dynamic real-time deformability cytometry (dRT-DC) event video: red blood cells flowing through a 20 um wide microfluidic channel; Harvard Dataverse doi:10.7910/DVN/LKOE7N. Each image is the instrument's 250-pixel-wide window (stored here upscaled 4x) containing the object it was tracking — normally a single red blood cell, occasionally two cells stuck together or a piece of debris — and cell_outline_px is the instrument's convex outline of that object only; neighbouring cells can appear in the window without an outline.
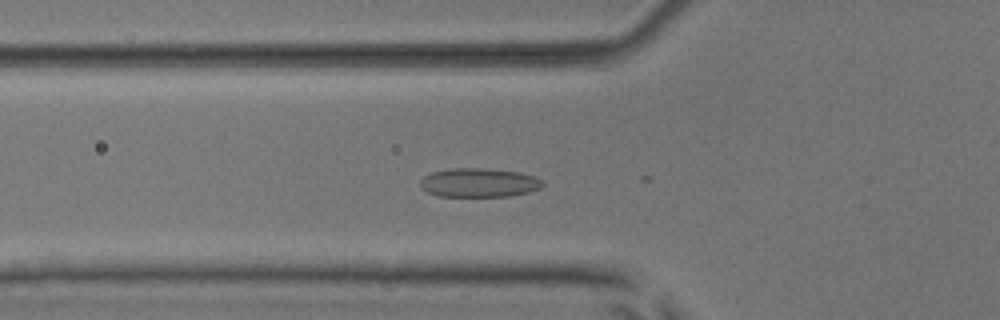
{"species": "common noctule bat (a hibernating species)", "species_latin": "Nyctalus noctula", "temperature_condition": "room temperature", "stored_images_in_passage": 20, "camera_frame_rate_fps": 3000, "um_per_image_px": 0.085, "animal": {"sex": "male", "body_mass_g": 17.9, "forearm_length_mm": 54.2}, "frame": {"image": 1, "passage_image": 19, "time_ms": 6.0, "image_size_px": [1000, 320], "cell_outline_px": [[544, 184], [540, 188], [528, 192], [512, 196], [440, 196], [428, 192], [420, 188], [420, 180], [424, 176], [432, 172], [452, 168], [484, 168], [516, 172], [532, 176], [544, 180]], "centroid_in_image_um": [40.7, 15.53], "position_along_channel_um": 85.1, "area_um2": 20.58}}